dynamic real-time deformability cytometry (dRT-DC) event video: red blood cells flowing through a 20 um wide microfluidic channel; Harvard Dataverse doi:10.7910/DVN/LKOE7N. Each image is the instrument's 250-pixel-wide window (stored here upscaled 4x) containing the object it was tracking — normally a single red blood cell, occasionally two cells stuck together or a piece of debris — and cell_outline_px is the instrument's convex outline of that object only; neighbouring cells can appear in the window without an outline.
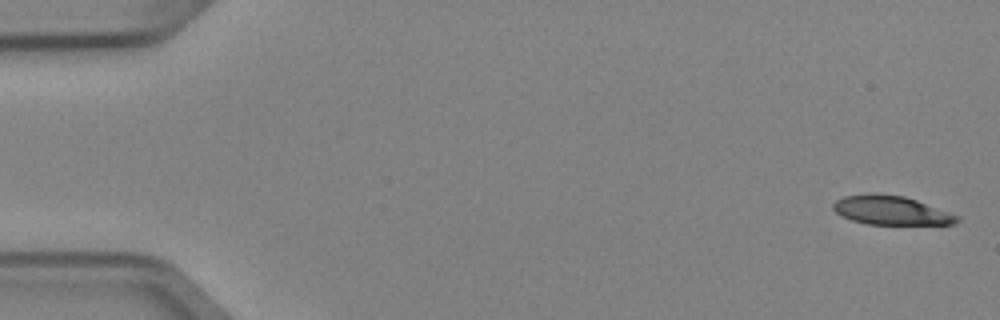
{"species": "Egyptian fruit bat (a non-hibernating species)", "species_latin": "Rousettus aegyptiacus", "temperature_condition": "cold", "stored_images_in_passage": 4, "camera_frame_rate_fps": 3000, "um_per_image_px": 0.085, "animal": {"sex": "female"}, "frame": {"image": 1, "passage_image": 1, "time_ms": 0.0, "image_size_px": [1000, 320], "cell_outline_px": [[960, 220], [956, 224], [868, 224], [852, 220], [836, 212], [832, 208], [832, 204], [836, 200], [844, 196], [868, 192], [876, 192], [904, 196], [916, 200], [960, 216]], "centroid_in_image_um": [75.73, 17.86], "position_along_channel_um": 9.3, "area_um2": 20.98}}
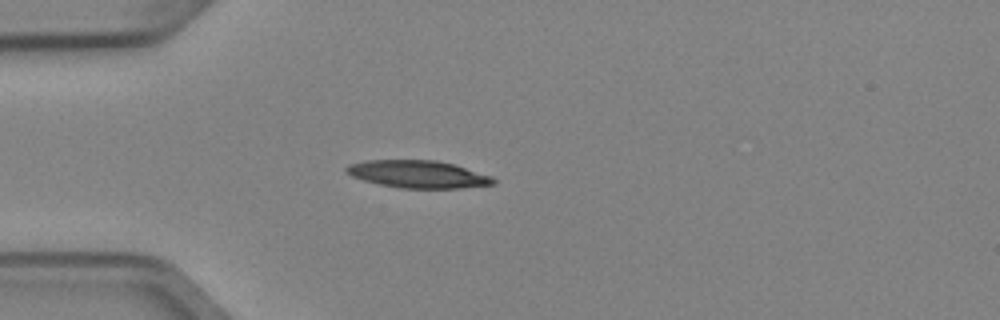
{"frame": {"image": 2, "passage_image": 4, "time_ms": 1.0, "image_size_px": [1000, 320], "cell_outline_px": [[496, 184], [460, 188], [400, 188], [380, 184], [364, 180], [352, 176], [344, 172], [344, 168], [348, 164], [368, 160], [436, 160], [456, 164], [492, 176], [496, 180]], "centroid_in_image_um": [35.55, 14.8], "position_along_channel_um": 49.5, "area_um2": 23.7}}